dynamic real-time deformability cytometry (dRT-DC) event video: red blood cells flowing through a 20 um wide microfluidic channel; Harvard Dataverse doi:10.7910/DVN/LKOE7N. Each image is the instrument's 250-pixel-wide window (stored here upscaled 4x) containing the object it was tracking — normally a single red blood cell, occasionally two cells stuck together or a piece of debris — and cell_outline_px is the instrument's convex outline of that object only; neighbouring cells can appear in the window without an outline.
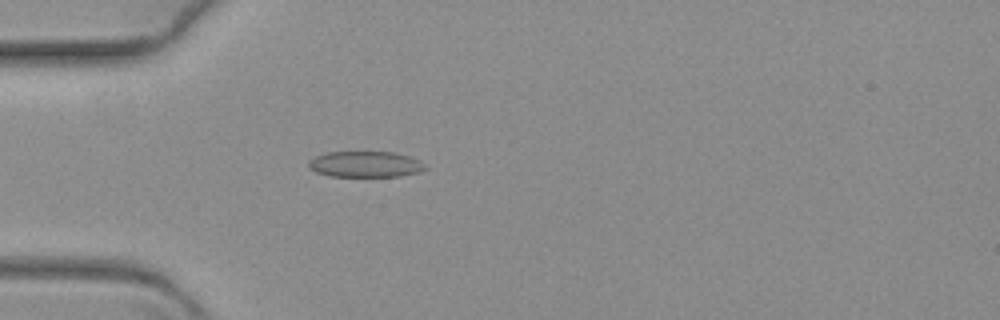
{"species": "common noctule bat (a hibernating species)", "species_latin": "Nyctalus noctula", "temperature_condition": "warm", "stored_images_in_passage": 57, "camera_frame_rate_fps": 3000, "um_per_image_px": 0.085, "animal": {"sex": "female", "body_mass_g": 19.3, "forearm_length_mm": 54.1}, "frame": {"image": 1, "passage_image": 12, "time_ms": 3.667, "image_size_px": [1000, 320], "cell_outline_px": [[428, 168], [420, 172], [400, 176], [328, 176], [316, 172], [308, 168], [308, 164], [316, 156], [328, 152], [396, 152], [420, 160]], "centroid_in_image_um": [31.09, 13.96], "position_along_channel_um": 53.9, "area_um2": 17.63}}
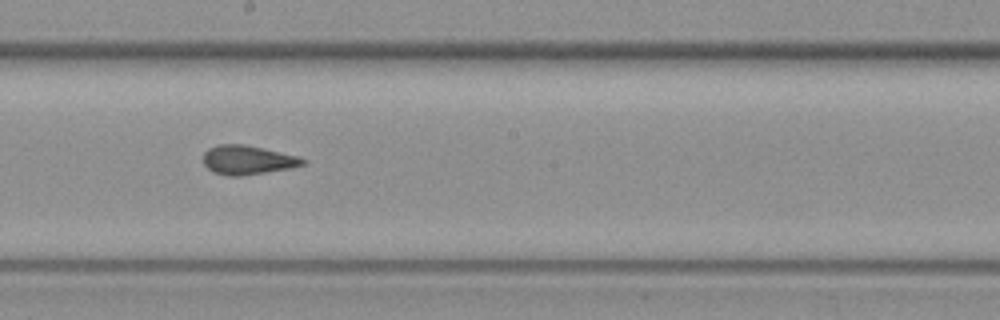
{"frame": {"image": 2, "passage_image": 29, "time_ms": 9.333, "image_size_px": [1000, 320], "cell_outline_px": [[304, 164], [292, 168], [240, 176], [228, 176], [212, 172], [204, 164], [204, 152], [208, 148], [220, 144], [244, 144], [296, 156], [304, 160]], "centroid_in_image_um": [20.99, 13.6], "position_along_channel_um": 227.2, "area_um2": 16.65}}
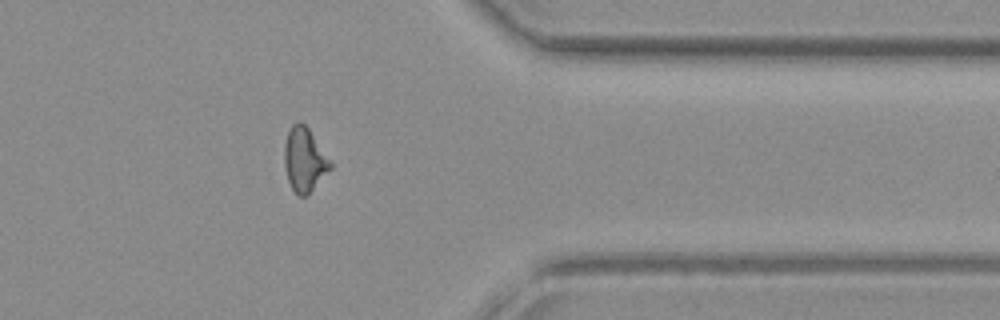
{"frame": {"image": 3, "passage_image": 45, "time_ms": 14.667, "image_size_px": [1000, 320], "cell_outline_px": [[332, 168], [308, 196], [300, 196], [292, 188], [288, 180], [284, 168], [284, 144], [288, 132], [292, 124], [300, 120], [308, 128], [332, 160]], "centroid_in_image_um": [25.9, 13.58], "position_along_channel_um": 385.5, "area_um2": 17.46}}